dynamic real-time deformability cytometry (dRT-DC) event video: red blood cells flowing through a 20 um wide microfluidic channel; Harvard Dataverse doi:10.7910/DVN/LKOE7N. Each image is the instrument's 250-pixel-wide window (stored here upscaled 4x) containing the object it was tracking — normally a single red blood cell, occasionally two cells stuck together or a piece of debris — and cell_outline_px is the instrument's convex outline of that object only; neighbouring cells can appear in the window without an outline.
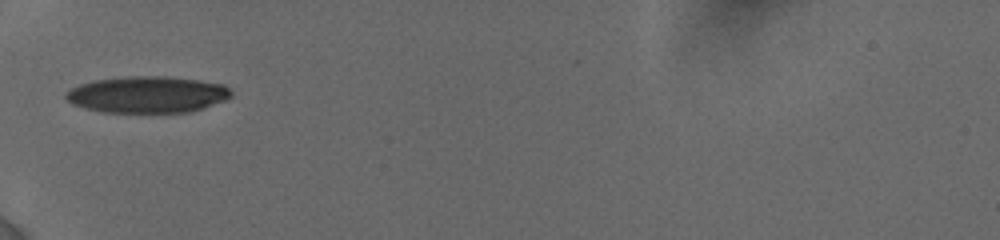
{"species": "human", "species_latin": "Homo sapiens", "temperature_condition": "cold", "stored_images_in_passage": 36, "camera_frame_rate_fps": 3000, "um_per_image_px": 0.085, "donor": {"sex": "female"}, "frame": {"image": 1, "passage_image": 1, "time_ms": 0.0, "image_size_px": [1000, 240], "cell_outline_px": [[232, 96], [224, 100], [192, 112], [104, 112], [84, 108], [72, 104], [64, 96], [64, 92], [80, 84], [96, 80], [128, 76], [168, 76], [200, 80], [224, 84], [232, 92]], "centroid_in_image_um": [12.53, 8.03], "position_along_channel_um": 72.5, "area_um2": 35.26}}
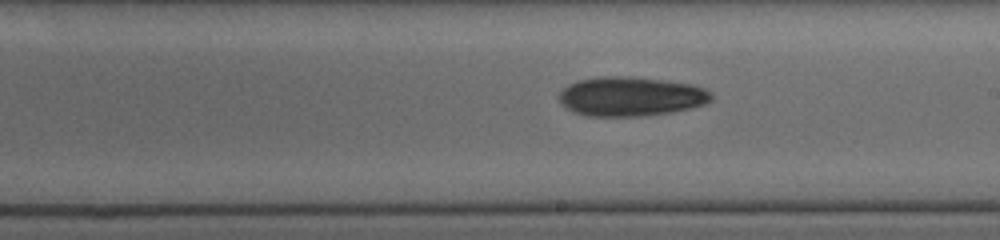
{"frame": {"image": 2, "passage_image": 15, "time_ms": 4.333, "image_size_px": [1000, 240], "cell_outline_px": [[712, 100], [704, 104], [688, 108], [668, 112], [640, 116], [588, 116], [576, 112], [560, 104], [560, 92], [568, 84], [576, 80], [596, 76], [628, 76], [692, 84], [704, 88], [712, 92]], "centroid_in_image_um": [53.6, 8.18], "position_along_channel_um": 235.4, "area_um2": 34.74}}
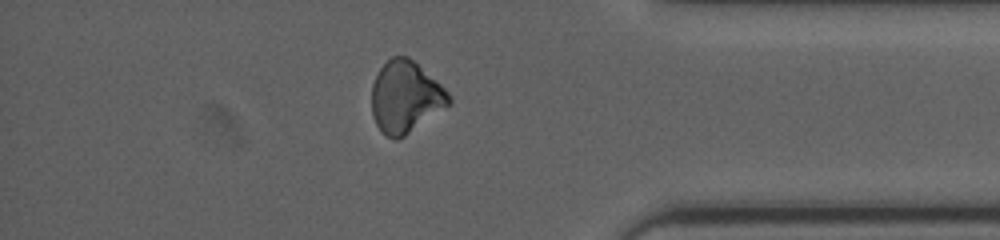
{"frame": {"image": 3, "passage_image": 30, "time_ms": 9.0, "image_size_px": [1000, 240], "cell_outline_px": [[452, 104], [404, 136], [396, 140], [388, 136], [376, 124], [372, 116], [372, 84], [380, 68], [392, 56], [408, 56], [440, 84], [448, 92], [452, 100]], "centroid_in_image_um": [34.47, 8.25], "position_along_channel_um": 400.7, "area_um2": 32.02}, "authors_computed_cell_mechanics": {"area_um2": 32.8882, "velocity_mm_per_s": 3.8568, "shape_relaxation_time_tau1_ms": 1.9432, "shape_relaxation_time_tau2_ms": null, "deformation_change_tau1": 0.091, "deformation_change_tau2": null}}